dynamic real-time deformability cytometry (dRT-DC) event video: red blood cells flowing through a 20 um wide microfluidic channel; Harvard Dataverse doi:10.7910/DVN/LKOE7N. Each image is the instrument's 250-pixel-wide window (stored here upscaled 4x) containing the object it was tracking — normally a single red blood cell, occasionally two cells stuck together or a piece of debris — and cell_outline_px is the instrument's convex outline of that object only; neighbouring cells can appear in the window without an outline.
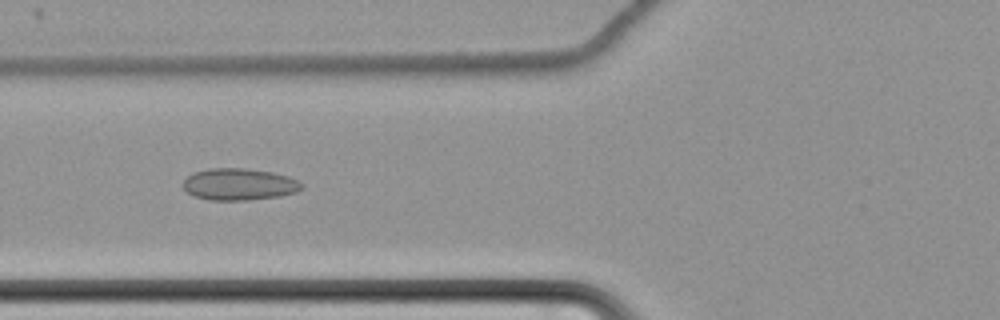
{"species": "common noctule bat (a hibernating species)", "species_latin": "Nyctalus noctula", "temperature_condition": "cold", "stored_images_in_passage": 64, "camera_frame_rate_fps": 3000, "um_per_image_px": 0.085, "animal": {"sex": "female", "body_mass_g": 22.7, "forearm_length_mm": 54.2}, "frame": {"image": 1, "passage_image": 28, "time_ms": 9.0, "image_size_px": [1000, 320], "cell_outline_px": [[304, 188], [296, 192], [280, 196], [248, 200], [208, 200], [196, 196], [188, 192], [184, 188], [184, 180], [192, 172], [208, 168], [248, 168], [272, 172], [288, 176], [300, 180], [304, 184]], "centroid_in_image_um": [20.37, 15.65], "position_along_channel_um": 105.4, "area_um2": 22.2}}
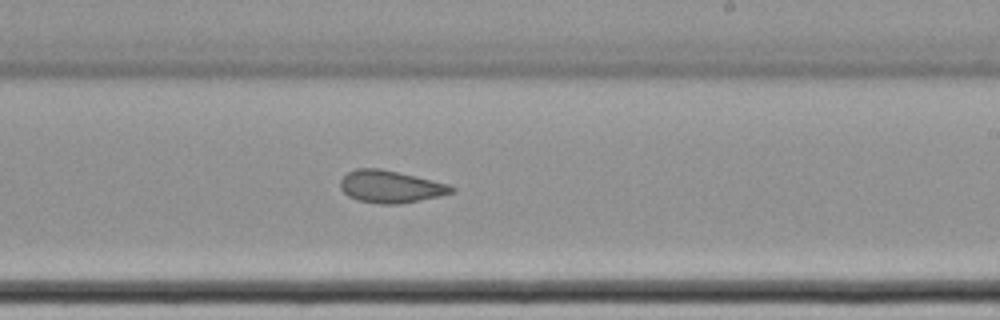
{"frame": {"image": 2, "passage_image": 41, "time_ms": 13.333, "image_size_px": [1000, 320], "cell_outline_px": [[456, 192], [440, 196], [400, 204], [380, 204], [356, 200], [348, 196], [340, 188], [340, 180], [348, 172], [356, 168], [380, 168], [448, 184], [456, 188]], "centroid_in_image_um": [33.18, 15.87], "position_along_channel_um": 255.8, "area_um2": 20.92}}
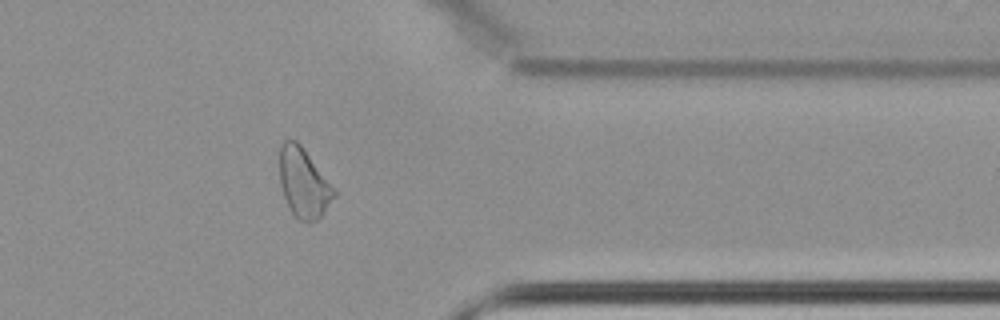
{"frame": {"image": 3, "passage_image": 53, "time_ms": 17.333, "image_size_px": [1000, 320], "cell_outline_px": [[336, 196], [320, 216], [316, 220], [308, 224], [300, 220], [292, 212], [284, 196], [280, 184], [280, 144], [284, 140], [296, 140], [300, 144], [336, 188]], "centroid_in_image_um": [25.83, 15.54], "position_along_channel_um": 385.6, "area_um2": 22.02}, "authors_computed_cell_mechanics": {"area_um2": 23.409, "velocity_mm_per_s": 3.4734, "shape_relaxation_time_tau1_ms": null, "shape_relaxation_time_tau2_ms": 3.9942, "deformation_change_tau1": null, "deformation_change_tau2": 0.1049}}